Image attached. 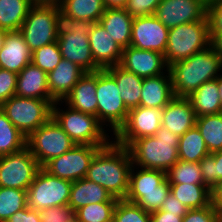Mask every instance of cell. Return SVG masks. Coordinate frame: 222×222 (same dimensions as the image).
I'll return each mask as SVG.
<instances>
[{
    "mask_svg": "<svg viewBox=\"0 0 222 222\" xmlns=\"http://www.w3.org/2000/svg\"><path fill=\"white\" fill-rule=\"evenodd\" d=\"M132 165L129 149L111 141L98 150L85 178L101 185L118 200L125 199Z\"/></svg>",
    "mask_w": 222,
    "mask_h": 222,
    "instance_id": "1",
    "label": "cell"
},
{
    "mask_svg": "<svg viewBox=\"0 0 222 222\" xmlns=\"http://www.w3.org/2000/svg\"><path fill=\"white\" fill-rule=\"evenodd\" d=\"M222 58L211 46L168 67L176 97H188L203 83L216 79Z\"/></svg>",
    "mask_w": 222,
    "mask_h": 222,
    "instance_id": "2",
    "label": "cell"
},
{
    "mask_svg": "<svg viewBox=\"0 0 222 222\" xmlns=\"http://www.w3.org/2000/svg\"><path fill=\"white\" fill-rule=\"evenodd\" d=\"M179 137L161 126L154 136L134 140L127 148L140 168L167 172L178 160Z\"/></svg>",
    "mask_w": 222,
    "mask_h": 222,
    "instance_id": "3",
    "label": "cell"
},
{
    "mask_svg": "<svg viewBox=\"0 0 222 222\" xmlns=\"http://www.w3.org/2000/svg\"><path fill=\"white\" fill-rule=\"evenodd\" d=\"M97 22L76 19H61L57 43L62 58L75 63L85 73L101 68L92 57L88 35Z\"/></svg>",
    "mask_w": 222,
    "mask_h": 222,
    "instance_id": "4",
    "label": "cell"
},
{
    "mask_svg": "<svg viewBox=\"0 0 222 222\" xmlns=\"http://www.w3.org/2000/svg\"><path fill=\"white\" fill-rule=\"evenodd\" d=\"M210 39L207 15L201 21L185 23L169 29L164 54L168 67L208 48Z\"/></svg>",
    "mask_w": 222,
    "mask_h": 222,
    "instance_id": "5",
    "label": "cell"
},
{
    "mask_svg": "<svg viewBox=\"0 0 222 222\" xmlns=\"http://www.w3.org/2000/svg\"><path fill=\"white\" fill-rule=\"evenodd\" d=\"M60 20L59 5L33 4L31 6L19 31L32 52L57 41Z\"/></svg>",
    "mask_w": 222,
    "mask_h": 222,
    "instance_id": "6",
    "label": "cell"
},
{
    "mask_svg": "<svg viewBox=\"0 0 222 222\" xmlns=\"http://www.w3.org/2000/svg\"><path fill=\"white\" fill-rule=\"evenodd\" d=\"M56 100L25 98L13 95L0 108L12 124L27 138L52 118Z\"/></svg>",
    "mask_w": 222,
    "mask_h": 222,
    "instance_id": "7",
    "label": "cell"
},
{
    "mask_svg": "<svg viewBox=\"0 0 222 222\" xmlns=\"http://www.w3.org/2000/svg\"><path fill=\"white\" fill-rule=\"evenodd\" d=\"M58 102L60 101L53 104L52 118L75 144L106 146L110 143L102 123L96 116L85 114L70 107L66 112L59 110L56 106Z\"/></svg>",
    "mask_w": 222,
    "mask_h": 222,
    "instance_id": "8",
    "label": "cell"
},
{
    "mask_svg": "<svg viewBox=\"0 0 222 222\" xmlns=\"http://www.w3.org/2000/svg\"><path fill=\"white\" fill-rule=\"evenodd\" d=\"M75 145L53 118L33 131L26 141V146L40 167L53 158L63 155Z\"/></svg>",
    "mask_w": 222,
    "mask_h": 222,
    "instance_id": "9",
    "label": "cell"
},
{
    "mask_svg": "<svg viewBox=\"0 0 222 222\" xmlns=\"http://www.w3.org/2000/svg\"><path fill=\"white\" fill-rule=\"evenodd\" d=\"M72 182L49 174L42 167L28 187L27 204L30 209L68 205Z\"/></svg>",
    "mask_w": 222,
    "mask_h": 222,
    "instance_id": "10",
    "label": "cell"
},
{
    "mask_svg": "<svg viewBox=\"0 0 222 222\" xmlns=\"http://www.w3.org/2000/svg\"><path fill=\"white\" fill-rule=\"evenodd\" d=\"M96 96L98 102V120L109 122L113 133L126 122L129 110L121 99L115 79L105 70L97 71Z\"/></svg>",
    "mask_w": 222,
    "mask_h": 222,
    "instance_id": "11",
    "label": "cell"
},
{
    "mask_svg": "<svg viewBox=\"0 0 222 222\" xmlns=\"http://www.w3.org/2000/svg\"><path fill=\"white\" fill-rule=\"evenodd\" d=\"M40 168L27 146L18 152L0 156V187L27 190Z\"/></svg>",
    "mask_w": 222,
    "mask_h": 222,
    "instance_id": "12",
    "label": "cell"
},
{
    "mask_svg": "<svg viewBox=\"0 0 222 222\" xmlns=\"http://www.w3.org/2000/svg\"><path fill=\"white\" fill-rule=\"evenodd\" d=\"M104 146L76 144L63 155L53 158L42 168L49 174L71 182L86 177L91 160Z\"/></svg>",
    "mask_w": 222,
    "mask_h": 222,
    "instance_id": "13",
    "label": "cell"
},
{
    "mask_svg": "<svg viewBox=\"0 0 222 222\" xmlns=\"http://www.w3.org/2000/svg\"><path fill=\"white\" fill-rule=\"evenodd\" d=\"M162 110L143 106L130 109L126 122L114 134L115 142L128 147L136 139L154 136L162 126Z\"/></svg>",
    "mask_w": 222,
    "mask_h": 222,
    "instance_id": "14",
    "label": "cell"
},
{
    "mask_svg": "<svg viewBox=\"0 0 222 222\" xmlns=\"http://www.w3.org/2000/svg\"><path fill=\"white\" fill-rule=\"evenodd\" d=\"M169 29L153 14L134 17L130 46L165 54Z\"/></svg>",
    "mask_w": 222,
    "mask_h": 222,
    "instance_id": "15",
    "label": "cell"
},
{
    "mask_svg": "<svg viewBox=\"0 0 222 222\" xmlns=\"http://www.w3.org/2000/svg\"><path fill=\"white\" fill-rule=\"evenodd\" d=\"M168 29L175 26L201 21L207 8L198 0H161L155 14Z\"/></svg>",
    "mask_w": 222,
    "mask_h": 222,
    "instance_id": "16",
    "label": "cell"
},
{
    "mask_svg": "<svg viewBox=\"0 0 222 222\" xmlns=\"http://www.w3.org/2000/svg\"><path fill=\"white\" fill-rule=\"evenodd\" d=\"M119 65L142 78L163 74L162 70L165 66L168 69L163 54L152 50L138 49L133 46L123 49Z\"/></svg>",
    "mask_w": 222,
    "mask_h": 222,
    "instance_id": "17",
    "label": "cell"
},
{
    "mask_svg": "<svg viewBox=\"0 0 222 222\" xmlns=\"http://www.w3.org/2000/svg\"><path fill=\"white\" fill-rule=\"evenodd\" d=\"M32 53L20 31H7L0 49V68L18 74L31 63Z\"/></svg>",
    "mask_w": 222,
    "mask_h": 222,
    "instance_id": "18",
    "label": "cell"
},
{
    "mask_svg": "<svg viewBox=\"0 0 222 222\" xmlns=\"http://www.w3.org/2000/svg\"><path fill=\"white\" fill-rule=\"evenodd\" d=\"M88 39L94 62L101 69L120 63L123 49L99 22L95 24L93 30L88 35Z\"/></svg>",
    "mask_w": 222,
    "mask_h": 222,
    "instance_id": "19",
    "label": "cell"
},
{
    "mask_svg": "<svg viewBox=\"0 0 222 222\" xmlns=\"http://www.w3.org/2000/svg\"><path fill=\"white\" fill-rule=\"evenodd\" d=\"M196 114L187 97H174L162 110V126L182 136L196 125Z\"/></svg>",
    "mask_w": 222,
    "mask_h": 222,
    "instance_id": "20",
    "label": "cell"
},
{
    "mask_svg": "<svg viewBox=\"0 0 222 222\" xmlns=\"http://www.w3.org/2000/svg\"><path fill=\"white\" fill-rule=\"evenodd\" d=\"M97 71L85 73L63 99L68 107L98 118Z\"/></svg>",
    "mask_w": 222,
    "mask_h": 222,
    "instance_id": "21",
    "label": "cell"
},
{
    "mask_svg": "<svg viewBox=\"0 0 222 222\" xmlns=\"http://www.w3.org/2000/svg\"><path fill=\"white\" fill-rule=\"evenodd\" d=\"M15 95L25 98L55 100L49 92L48 74L32 62L18 73Z\"/></svg>",
    "mask_w": 222,
    "mask_h": 222,
    "instance_id": "22",
    "label": "cell"
},
{
    "mask_svg": "<svg viewBox=\"0 0 222 222\" xmlns=\"http://www.w3.org/2000/svg\"><path fill=\"white\" fill-rule=\"evenodd\" d=\"M84 74L75 63L62 58L56 68L48 73L50 95L56 101H62Z\"/></svg>",
    "mask_w": 222,
    "mask_h": 222,
    "instance_id": "23",
    "label": "cell"
},
{
    "mask_svg": "<svg viewBox=\"0 0 222 222\" xmlns=\"http://www.w3.org/2000/svg\"><path fill=\"white\" fill-rule=\"evenodd\" d=\"M163 74L143 78L140 106L146 108H164L175 96L172 90L171 75Z\"/></svg>",
    "mask_w": 222,
    "mask_h": 222,
    "instance_id": "24",
    "label": "cell"
},
{
    "mask_svg": "<svg viewBox=\"0 0 222 222\" xmlns=\"http://www.w3.org/2000/svg\"><path fill=\"white\" fill-rule=\"evenodd\" d=\"M99 23L122 49L130 46L133 17L124 8H106Z\"/></svg>",
    "mask_w": 222,
    "mask_h": 222,
    "instance_id": "25",
    "label": "cell"
},
{
    "mask_svg": "<svg viewBox=\"0 0 222 222\" xmlns=\"http://www.w3.org/2000/svg\"><path fill=\"white\" fill-rule=\"evenodd\" d=\"M116 81L121 99L128 110L139 107L143 78L122 68L119 64L105 69Z\"/></svg>",
    "mask_w": 222,
    "mask_h": 222,
    "instance_id": "26",
    "label": "cell"
},
{
    "mask_svg": "<svg viewBox=\"0 0 222 222\" xmlns=\"http://www.w3.org/2000/svg\"><path fill=\"white\" fill-rule=\"evenodd\" d=\"M134 164L129 173V190L125 200L135 203L142 192L161 191V184L167 179L166 173L155 169L141 168L134 172Z\"/></svg>",
    "mask_w": 222,
    "mask_h": 222,
    "instance_id": "27",
    "label": "cell"
},
{
    "mask_svg": "<svg viewBox=\"0 0 222 222\" xmlns=\"http://www.w3.org/2000/svg\"><path fill=\"white\" fill-rule=\"evenodd\" d=\"M112 197L101 185L83 178L72 182L68 205L76 211L91 203L108 202Z\"/></svg>",
    "mask_w": 222,
    "mask_h": 222,
    "instance_id": "28",
    "label": "cell"
},
{
    "mask_svg": "<svg viewBox=\"0 0 222 222\" xmlns=\"http://www.w3.org/2000/svg\"><path fill=\"white\" fill-rule=\"evenodd\" d=\"M196 117L222 113L217 78L203 83L187 97Z\"/></svg>",
    "mask_w": 222,
    "mask_h": 222,
    "instance_id": "29",
    "label": "cell"
},
{
    "mask_svg": "<svg viewBox=\"0 0 222 222\" xmlns=\"http://www.w3.org/2000/svg\"><path fill=\"white\" fill-rule=\"evenodd\" d=\"M61 19L99 22L106 10L104 0H63L59 5Z\"/></svg>",
    "mask_w": 222,
    "mask_h": 222,
    "instance_id": "30",
    "label": "cell"
},
{
    "mask_svg": "<svg viewBox=\"0 0 222 222\" xmlns=\"http://www.w3.org/2000/svg\"><path fill=\"white\" fill-rule=\"evenodd\" d=\"M170 192L189 210L207 207L213 201V192L204 184H170Z\"/></svg>",
    "mask_w": 222,
    "mask_h": 222,
    "instance_id": "31",
    "label": "cell"
},
{
    "mask_svg": "<svg viewBox=\"0 0 222 222\" xmlns=\"http://www.w3.org/2000/svg\"><path fill=\"white\" fill-rule=\"evenodd\" d=\"M33 4L31 0H0V28L19 31Z\"/></svg>",
    "mask_w": 222,
    "mask_h": 222,
    "instance_id": "32",
    "label": "cell"
},
{
    "mask_svg": "<svg viewBox=\"0 0 222 222\" xmlns=\"http://www.w3.org/2000/svg\"><path fill=\"white\" fill-rule=\"evenodd\" d=\"M209 153L204 139L196 125L179 137V160L200 162Z\"/></svg>",
    "mask_w": 222,
    "mask_h": 222,
    "instance_id": "33",
    "label": "cell"
},
{
    "mask_svg": "<svg viewBox=\"0 0 222 222\" xmlns=\"http://www.w3.org/2000/svg\"><path fill=\"white\" fill-rule=\"evenodd\" d=\"M196 126L210 153L222 150V113L199 116Z\"/></svg>",
    "mask_w": 222,
    "mask_h": 222,
    "instance_id": "34",
    "label": "cell"
},
{
    "mask_svg": "<svg viewBox=\"0 0 222 222\" xmlns=\"http://www.w3.org/2000/svg\"><path fill=\"white\" fill-rule=\"evenodd\" d=\"M27 138L12 124L0 108V156L18 152L26 147Z\"/></svg>",
    "mask_w": 222,
    "mask_h": 222,
    "instance_id": "35",
    "label": "cell"
},
{
    "mask_svg": "<svg viewBox=\"0 0 222 222\" xmlns=\"http://www.w3.org/2000/svg\"><path fill=\"white\" fill-rule=\"evenodd\" d=\"M169 184H204L199 162L178 160L167 172Z\"/></svg>",
    "mask_w": 222,
    "mask_h": 222,
    "instance_id": "36",
    "label": "cell"
},
{
    "mask_svg": "<svg viewBox=\"0 0 222 222\" xmlns=\"http://www.w3.org/2000/svg\"><path fill=\"white\" fill-rule=\"evenodd\" d=\"M118 199L112 197L108 202L91 203L75 211V219L79 222H110Z\"/></svg>",
    "mask_w": 222,
    "mask_h": 222,
    "instance_id": "37",
    "label": "cell"
},
{
    "mask_svg": "<svg viewBox=\"0 0 222 222\" xmlns=\"http://www.w3.org/2000/svg\"><path fill=\"white\" fill-rule=\"evenodd\" d=\"M27 206L26 190L0 187V222H6L14 213Z\"/></svg>",
    "mask_w": 222,
    "mask_h": 222,
    "instance_id": "38",
    "label": "cell"
},
{
    "mask_svg": "<svg viewBox=\"0 0 222 222\" xmlns=\"http://www.w3.org/2000/svg\"><path fill=\"white\" fill-rule=\"evenodd\" d=\"M199 163L204 185L213 192L222 181V150L209 153Z\"/></svg>",
    "mask_w": 222,
    "mask_h": 222,
    "instance_id": "39",
    "label": "cell"
},
{
    "mask_svg": "<svg viewBox=\"0 0 222 222\" xmlns=\"http://www.w3.org/2000/svg\"><path fill=\"white\" fill-rule=\"evenodd\" d=\"M113 222H151V213L135 203L121 199L117 201Z\"/></svg>",
    "mask_w": 222,
    "mask_h": 222,
    "instance_id": "40",
    "label": "cell"
},
{
    "mask_svg": "<svg viewBox=\"0 0 222 222\" xmlns=\"http://www.w3.org/2000/svg\"><path fill=\"white\" fill-rule=\"evenodd\" d=\"M62 55L57 41L40 47L32 53V63L47 74L60 63Z\"/></svg>",
    "mask_w": 222,
    "mask_h": 222,
    "instance_id": "41",
    "label": "cell"
},
{
    "mask_svg": "<svg viewBox=\"0 0 222 222\" xmlns=\"http://www.w3.org/2000/svg\"><path fill=\"white\" fill-rule=\"evenodd\" d=\"M170 192V184L166 179L161 184V191L142 192V196L135 202L148 213L160 210L162 203L165 201Z\"/></svg>",
    "mask_w": 222,
    "mask_h": 222,
    "instance_id": "42",
    "label": "cell"
},
{
    "mask_svg": "<svg viewBox=\"0 0 222 222\" xmlns=\"http://www.w3.org/2000/svg\"><path fill=\"white\" fill-rule=\"evenodd\" d=\"M41 222H72L75 219V211L70 205L49 207L39 211Z\"/></svg>",
    "mask_w": 222,
    "mask_h": 222,
    "instance_id": "43",
    "label": "cell"
},
{
    "mask_svg": "<svg viewBox=\"0 0 222 222\" xmlns=\"http://www.w3.org/2000/svg\"><path fill=\"white\" fill-rule=\"evenodd\" d=\"M161 0H128L124 9L134 17L148 16L155 14L157 5Z\"/></svg>",
    "mask_w": 222,
    "mask_h": 222,
    "instance_id": "44",
    "label": "cell"
},
{
    "mask_svg": "<svg viewBox=\"0 0 222 222\" xmlns=\"http://www.w3.org/2000/svg\"><path fill=\"white\" fill-rule=\"evenodd\" d=\"M17 76L15 72L0 68V106L15 95Z\"/></svg>",
    "mask_w": 222,
    "mask_h": 222,
    "instance_id": "45",
    "label": "cell"
},
{
    "mask_svg": "<svg viewBox=\"0 0 222 222\" xmlns=\"http://www.w3.org/2000/svg\"><path fill=\"white\" fill-rule=\"evenodd\" d=\"M182 222H216V211L213 203L201 209H190Z\"/></svg>",
    "mask_w": 222,
    "mask_h": 222,
    "instance_id": "46",
    "label": "cell"
},
{
    "mask_svg": "<svg viewBox=\"0 0 222 222\" xmlns=\"http://www.w3.org/2000/svg\"><path fill=\"white\" fill-rule=\"evenodd\" d=\"M210 33H222V0H214L207 8Z\"/></svg>",
    "mask_w": 222,
    "mask_h": 222,
    "instance_id": "47",
    "label": "cell"
},
{
    "mask_svg": "<svg viewBox=\"0 0 222 222\" xmlns=\"http://www.w3.org/2000/svg\"><path fill=\"white\" fill-rule=\"evenodd\" d=\"M160 210L176 214L183 218L189 209L169 192L165 201L162 203Z\"/></svg>",
    "mask_w": 222,
    "mask_h": 222,
    "instance_id": "48",
    "label": "cell"
},
{
    "mask_svg": "<svg viewBox=\"0 0 222 222\" xmlns=\"http://www.w3.org/2000/svg\"><path fill=\"white\" fill-rule=\"evenodd\" d=\"M6 222H41L39 211L28 206L14 213Z\"/></svg>",
    "mask_w": 222,
    "mask_h": 222,
    "instance_id": "49",
    "label": "cell"
},
{
    "mask_svg": "<svg viewBox=\"0 0 222 222\" xmlns=\"http://www.w3.org/2000/svg\"><path fill=\"white\" fill-rule=\"evenodd\" d=\"M182 217L162 210L151 213V222H182Z\"/></svg>",
    "mask_w": 222,
    "mask_h": 222,
    "instance_id": "50",
    "label": "cell"
},
{
    "mask_svg": "<svg viewBox=\"0 0 222 222\" xmlns=\"http://www.w3.org/2000/svg\"><path fill=\"white\" fill-rule=\"evenodd\" d=\"M210 46L222 58V33H210Z\"/></svg>",
    "mask_w": 222,
    "mask_h": 222,
    "instance_id": "51",
    "label": "cell"
},
{
    "mask_svg": "<svg viewBox=\"0 0 222 222\" xmlns=\"http://www.w3.org/2000/svg\"><path fill=\"white\" fill-rule=\"evenodd\" d=\"M128 0H104L107 8H124Z\"/></svg>",
    "mask_w": 222,
    "mask_h": 222,
    "instance_id": "52",
    "label": "cell"
},
{
    "mask_svg": "<svg viewBox=\"0 0 222 222\" xmlns=\"http://www.w3.org/2000/svg\"><path fill=\"white\" fill-rule=\"evenodd\" d=\"M213 204H222V181L219 186L213 191Z\"/></svg>",
    "mask_w": 222,
    "mask_h": 222,
    "instance_id": "53",
    "label": "cell"
},
{
    "mask_svg": "<svg viewBox=\"0 0 222 222\" xmlns=\"http://www.w3.org/2000/svg\"><path fill=\"white\" fill-rule=\"evenodd\" d=\"M34 4H53L60 5L63 0H31Z\"/></svg>",
    "mask_w": 222,
    "mask_h": 222,
    "instance_id": "54",
    "label": "cell"
},
{
    "mask_svg": "<svg viewBox=\"0 0 222 222\" xmlns=\"http://www.w3.org/2000/svg\"><path fill=\"white\" fill-rule=\"evenodd\" d=\"M216 211V222H222V204H213Z\"/></svg>",
    "mask_w": 222,
    "mask_h": 222,
    "instance_id": "55",
    "label": "cell"
},
{
    "mask_svg": "<svg viewBox=\"0 0 222 222\" xmlns=\"http://www.w3.org/2000/svg\"><path fill=\"white\" fill-rule=\"evenodd\" d=\"M217 84L219 88V94H220V100H221V106H222V75L217 77Z\"/></svg>",
    "mask_w": 222,
    "mask_h": 222,
    "instance_id": "56",
    "label": "cell"
},
{
    "mask_svg": "<svg viewBox=\"0 0 222 222\" xmlns=\"http://www.w3.org/2000/svg\"><path fill=\"white\" fill-rule=\"evenodd\" d=\"M6 30H0V49L1 47L3 46V41H4V37H5V34H6Z\"/></svg>",
    "mask_w": 222,
    "mask_h": 222,
    "instance_id": "57",
    "label": "cell"
},
{
    "mask_svg": "<svg viewBox=\"0 0 222 222\" xmlns=\"http://www.w3.org/2000/svg\"><path fill=\"white\" fill-rule=\"evenodd\" d=\"M198 1L202 3L206 8H208L214 0H198Z\"/></svg>",
    "mask_w": 222,
    "mask_h": 222,
    "instance_id": "58",
    "label": "cell"
}]
</instances>
